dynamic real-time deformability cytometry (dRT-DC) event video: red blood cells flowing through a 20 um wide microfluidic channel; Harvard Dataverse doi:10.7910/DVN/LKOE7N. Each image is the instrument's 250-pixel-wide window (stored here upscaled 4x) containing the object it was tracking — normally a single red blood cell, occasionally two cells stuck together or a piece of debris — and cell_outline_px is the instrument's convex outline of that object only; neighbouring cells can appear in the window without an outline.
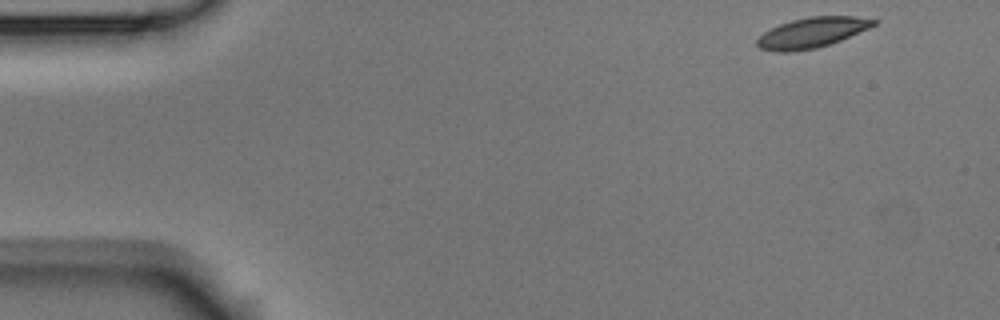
{"species": "Egyptian fruit bat (a non-hibernating species)", "species_latin": "Rousettus aegyptiacus", "temperature_condition": "room temperature", "stored_images_in_passage": 50, "camera_frame_rate_fps": 3000, "um_per_image_px": 0.085, "animal": {"sex": "male"}, "frame": {"image": 1, "passage_image": 1, "time_ms": 0.0, "image_size_px": [1000, 320], "cell_outline_px": [[880, 20], [876, 24], [868, 28], [840, 40], [816, 48], [792, 52], [776, 52], [760, 48], [756, 44], [756, 40], [764, 32], [780, 24], [792, 20], [808, 16], [856, 16]], "centroid_in_image_um": [69.01, 2.77], "position_along_channel_um": 16.0, "area_um2": 20.46}}
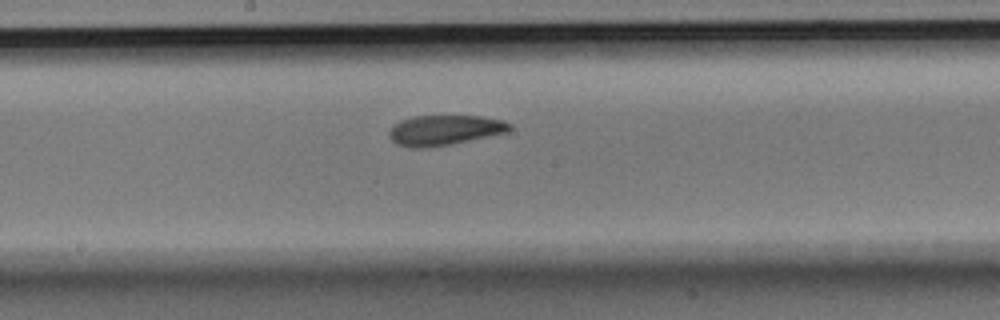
{"frame": {"image": 2, "passage_image": 25, "time_ms": 8.0, "image_size_px": [1000, 320], "cell_outline_px": [[512, 128], [508, 132], [452, 144], [428, 148], [408, 148], [396, 144], [388, 136], [388, 132], [400, 120], [416, 116], [480, 116], [504, 120], [512, 124]], "centroid_in_image_um": [37.8, 11.07], "position_along_channel_um": 210.4, "area_um2": 21.33}}
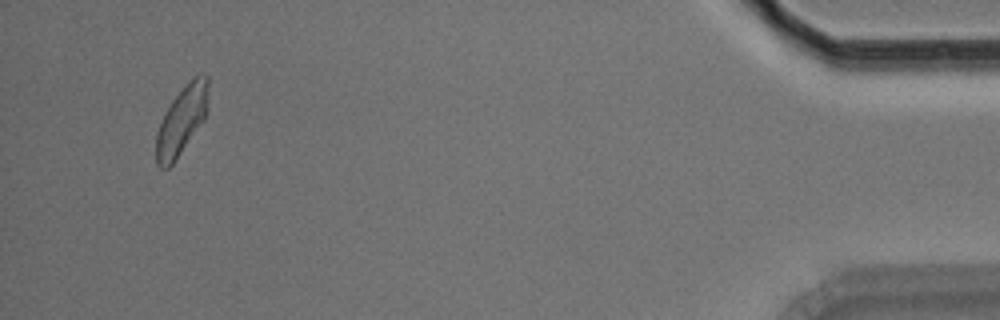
{"frame": {"image": 3, "passage_image": 48, "time_ms": 15.667, "image_size_px": [1000, 320], "cell_outline_px": [[208, 108], [204, 120], [172, 164], [168, 168], [160, 168], [156, 164], [156, 132], [172, 100], [200, 72], [208, 76]], "centroid_in_image_um": [15.46, 10.25], "position_along_channel_um": 419.7, "area_um2": 20.35}, "authors_computed_cell_mechanics": {"area_um2": 21.1548, "velocity_mm_per_s": 3.7175, "shape_relaxation_time_tau1_ms": 5.0922, "shape_relaxation_time_tau2_ms": 2.9347, "deformation_change_tau1": 0.1167, "deformation_change_tau2": 0.0948}}